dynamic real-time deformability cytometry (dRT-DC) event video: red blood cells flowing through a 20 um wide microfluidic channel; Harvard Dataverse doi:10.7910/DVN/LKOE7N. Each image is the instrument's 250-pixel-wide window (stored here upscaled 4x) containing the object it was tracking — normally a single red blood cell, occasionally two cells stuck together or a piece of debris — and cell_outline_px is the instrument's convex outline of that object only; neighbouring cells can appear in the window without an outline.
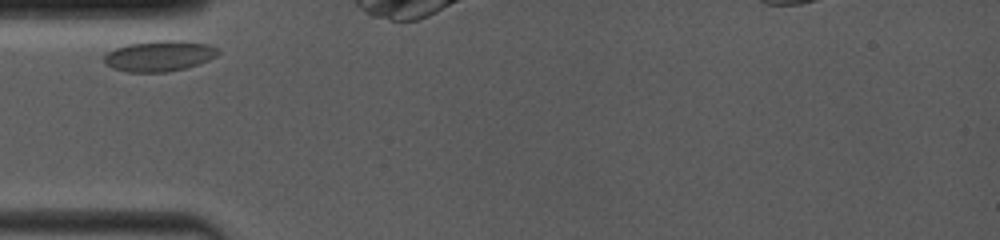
{"species": "common noctule bat (a hibernating species)", "species_latin": "Nyctalus noctula", "temperature_condition": "room temperature", "stored_images_in_passage": 25, "camera_frame_rate_fps": 4000, "um_per_image_px": 0.085, "animal": {"sex": "female", "body_mass_g": 19.0, "forearm_length_mm": 53.3}, "frame": {"image": 1, "passage_image": 1, "time_ms": 0.0, "image_size_px": [1000, 240], "cell_outline_px": [[220, 52], [216, 56], [208, 60], [184, 68], [168, 72], [128, 72], [112, 68], [104, 60], [104, 56], [108, 52], [116, 48], [128, 44], [160, 40], [180, 40], [208, 44], [220, 48]], "centroid_in_image_um": [13.58, 4.75], "position_along_channel_um": 71.4, "area_um2": 20.29}}
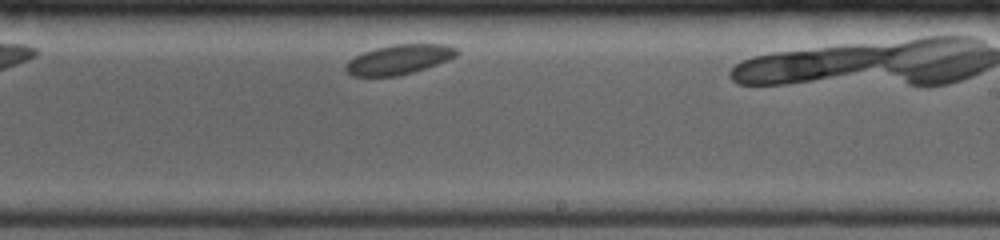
{"frame": {"image": 2, "passage_image": 15, "time_ms": 5.25, "image_size_px": [1000, 240], "cell_outline_px": [[460, 52], [456, 56], [448, 60], [412, 72], [396, 76], [352, 76], [344, 68], [344, 64], [348, 60], [364, 52], [376, 48], [392, 44], [448, 44], [456, 48]], "centroid_in_image_um": [33.91, 5.04], "position_along_channel_um": 255.1, "area_um2": 19.13}}